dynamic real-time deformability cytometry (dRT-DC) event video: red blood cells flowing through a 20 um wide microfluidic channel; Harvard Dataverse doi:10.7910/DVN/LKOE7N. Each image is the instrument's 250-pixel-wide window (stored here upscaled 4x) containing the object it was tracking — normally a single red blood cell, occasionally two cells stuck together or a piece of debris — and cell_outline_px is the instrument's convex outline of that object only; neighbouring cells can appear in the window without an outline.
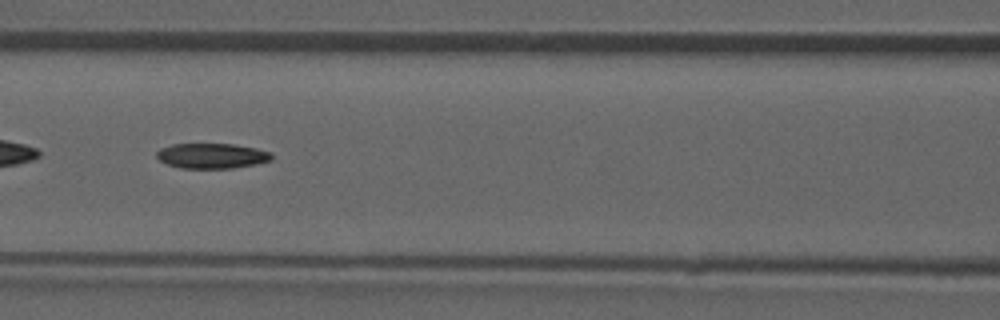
{"species": "common noctule bat (a hibernating species)", "species_latin": "Nyctalus noctula", "temperature_condition": "room temperature", "stored_images_in_passage": 52, "camera_frame_rate_fps": 3000, "um_per_image_px": 0.085, "animal": {"sex": "male", "forearm_length_mm": 52.5}, "frame": {"image": 1, "passage_image": 23, "time_ms": 7.333, "image_size_px": [1000, 320], "cell_outline_px": [[272, 160], [256, 164], [232, 168], [180, 168], [168, 164], [160, 160], [156, 156], [156, 152], [160, 148], [172, 144], [232, 144], [256, 148], [268, 152], [272, 156]], "centroid_in_image_um": [17.98, 13.24], "position_along_channel_um": 148.6, "area_um2": 16.76}}